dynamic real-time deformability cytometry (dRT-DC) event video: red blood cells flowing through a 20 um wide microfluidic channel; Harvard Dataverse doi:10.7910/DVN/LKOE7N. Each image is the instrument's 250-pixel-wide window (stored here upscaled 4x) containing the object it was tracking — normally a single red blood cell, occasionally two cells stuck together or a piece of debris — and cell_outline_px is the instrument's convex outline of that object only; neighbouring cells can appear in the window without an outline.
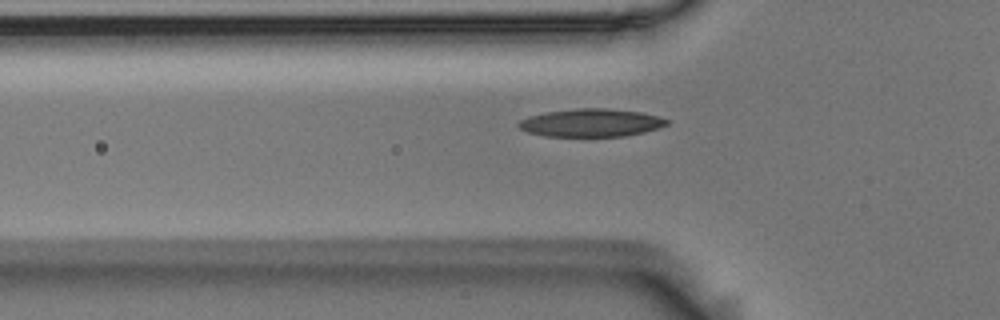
{"species": "Egyptian fruit bat (a non-hibernating species)", "species_latin": "Rousettus aegyptiacus", "temperature_condition": "room temperature", "stored_images_in_passage": 38, "camera_frame_rate_fps": 3000, "um_per_image_px": 0.085, "animal": {"sex": "male"}, "frame": {"image": 1, "passage_image": 8, "time_ms": 2.333, "image_size_px": [1000, 320], "cell_outline_px": [[668, 124], [644, 132], [624, 136], [544, 136], [528, 132], [520, 128], [516, 124], [520, 120], [528, 116], [544, 112], [576, 108], [604, 108], [640, 112], [656, 116], [668, 120]], "centroid_in_image_um": [50.18, 10.43], "position_along_channel_um": 75.6, "area_um2": 23.99}}
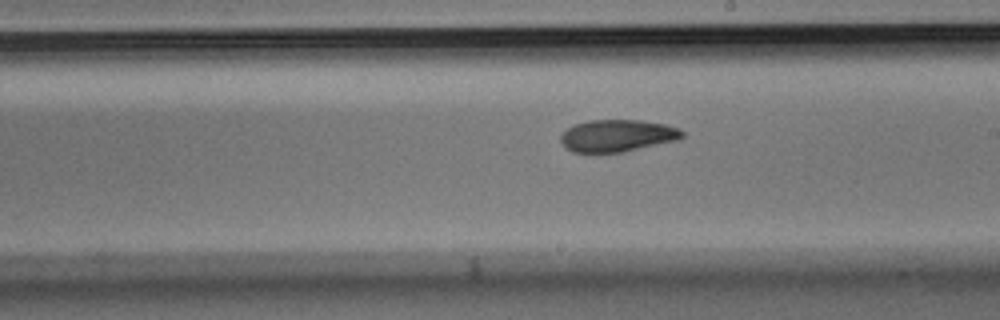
{"frame": {"image": 2, "passage_image": 21, "time_ms": 6.667, "image_size_px": [1000, 320], "cell_outline_px": [[684, 136], [680, 140], [620, 152], [596, 156], [572, 152], [564, 148], [560, 140], [560, 136], [572, 124], [588, 120], [640, 120], [664, 124], [676, 128], [684, 132]], "centroid_in_image_um": [52.39, 11.57], "position_along_channel_um": 236.6, "area_um2": 23.47}}
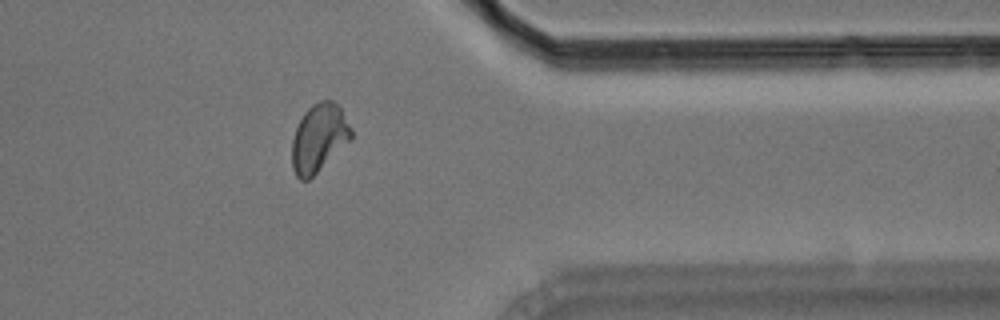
{"frame": {"image": 3, "passage_image": 34, "time_ms": 11.0, "image_size_px": [1000, 320], "cell_outline_px": [[352, 140], [308, 180], [300, 180], [296, 176], [292, 168], [292, 140], [296, 128], [304, 112], [312, 104], [320, 100], [332, 100], [340, 108], [352, 132]], "centroid_in_image_um": [27.1, 11.74], "position_along_channel_um": 384.3, "area_um2": 23.35}, "authors_computed_cell_mechanics": {"area_um2": 23.0622, "velocity_mm_per_s": 3.6883, "shape_relaxation_time_tau1_ms": 5.5999, "shape_relaxation_time_tau2_ms": 3.6389, "deformation_change_tau1": 0.1596, "deformation_change_tau2": 0.0871}}